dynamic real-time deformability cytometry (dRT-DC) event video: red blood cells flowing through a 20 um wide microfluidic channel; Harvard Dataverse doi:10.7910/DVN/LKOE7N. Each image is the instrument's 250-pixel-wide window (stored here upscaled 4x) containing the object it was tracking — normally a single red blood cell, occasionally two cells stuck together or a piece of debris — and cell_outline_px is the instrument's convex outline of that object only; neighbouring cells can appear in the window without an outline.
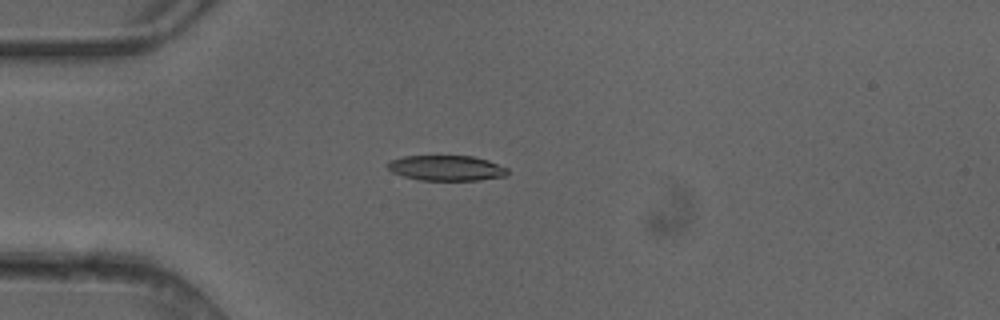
{"species": "common noctule bat (a hibernating species)", "species_latin": "Nyctalus noctula", "temperature_condition": "cold", "stored_images_in_passage": 5, "camera_frame_rate_fps": 3000, "um_per_image_px": 0.085, "animal": {"sex": "female"}, "frame": {"image": 1, "passage_image": 4, "time_ms": 1.0, "image_size_px": [1000, 320], "cell_outline_px": [[508, 172], [504, 176], [480, 180], [420, 180], [404, 176], [392, 172], [384, 164], [392, 160], [404, 156], [472, 156], [488, 160], [508, 168]], "centroid_in_image_um": [37.93, 14.28], "position_along_channel_um": 47.1, "area_um2": 17.63}}